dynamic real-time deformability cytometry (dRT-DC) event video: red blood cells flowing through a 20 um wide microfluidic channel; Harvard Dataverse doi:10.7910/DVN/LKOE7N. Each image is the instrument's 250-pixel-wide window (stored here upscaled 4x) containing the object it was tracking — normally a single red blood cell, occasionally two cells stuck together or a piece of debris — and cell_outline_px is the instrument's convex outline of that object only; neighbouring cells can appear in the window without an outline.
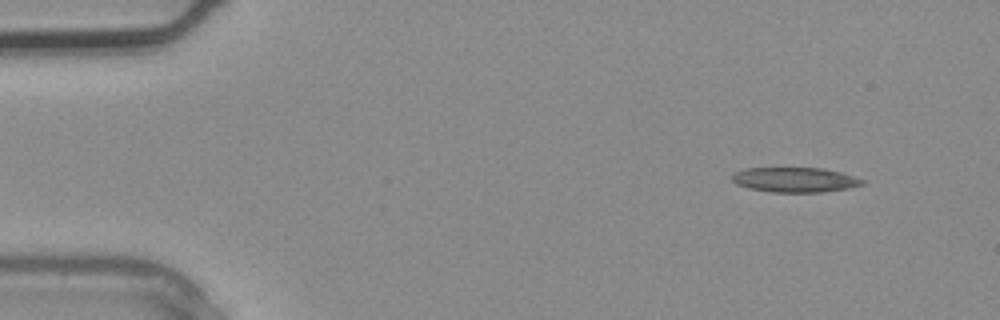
{"species": "common noctule bat (a hibernating species)", "species_latin": "Nyctalus noctula", "temperature_condition": "warm", "stored_images_in_passage": 3, "camera_frame_rate_fps": 3000, "um_per_image_px": 0.085, "animal": {"sex": "male", "body_mass_g": 20.4}, "frame": {"image": 1, "passage_image": 1, "time_ms": 0.0, "image_size_px": [1000, 320], "cell_outline_px": [[864, 184], [848, 188], [820, 192], [772, 192], [748, 188], [736, 184], [732, 180], [732, 176], [736, 172], [744, 168], [820, 168], [840, 172], [864, 180]], "centroid_in_image_um": [67.54, 15.28], "position_along_channel_um": 17.5, "area_um2": 18.67}}
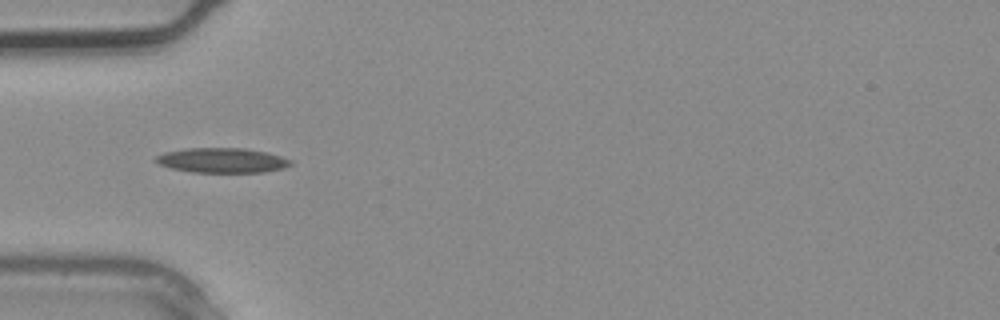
{"frame": {"image": 2, "passage_image": 3, "time_ms": 0.667, "image_size_px": [1000, 320], "cell_outline_px": [[292, 164], [284, 168], [264, 172], [192, 172], [172, 168], [160, 164], [152, 160], [156, 156], [164, 152], [188, 148], [244, 148], [264, 152], [280, 156], [292, 160]], "centroid_in_image_um": [18.86, 13.63], "position_along_channel_um": 66.1, "area_um2": 19.42}}